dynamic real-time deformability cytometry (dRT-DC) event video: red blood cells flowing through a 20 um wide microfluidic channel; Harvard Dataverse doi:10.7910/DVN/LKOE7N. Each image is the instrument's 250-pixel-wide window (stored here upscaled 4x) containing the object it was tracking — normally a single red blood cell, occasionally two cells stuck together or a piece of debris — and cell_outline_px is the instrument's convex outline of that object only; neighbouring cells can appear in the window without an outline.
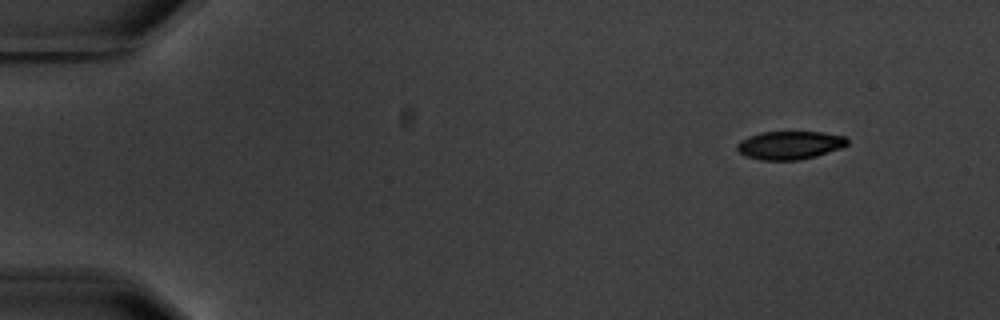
{"species": "common noctule bat (a hibernating species)", "species_latin": "Nyctalus noctula", "temperature_condition": "warm", "stored_images_in_passage": 5, "camera_frame_rate_fps": 3000, "um_per_image_px": 0.085, "animal": {"sex": "male", "body_mass_g": 20.1, "forearm_length_mm": 53.5}, "frame": {"image": 1, "passage_image": 1, "time_ms": 0.0, "image_size_px": [1000, 320], "cell_outline_px": [[848, 144], [840, 148], [816, 156], [800, 160], [760, 160], [744, 156], [736, 148], [736, 144], [740, 140], [748, 136], [760, 132], [824, 132], [848, 136]], "centroid_in_image_um": [67.12, 12.33], "position_along_channel_um": 17.9, "area_um2": 18.38}}
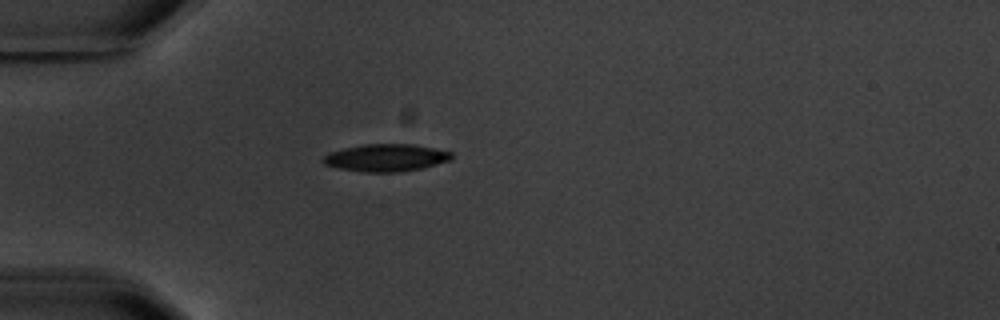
{"frame": {"image": 2, "passage_image": 4, "time_ms": 3.667, "image_size_px": [1000, 320], "cell_outline_px": [[452, 160], [424, 168], [400, 172], [360, 172], [340, 168], [324, 164], [320, 160], [324, 156], [332, 152], [344, 148], [364, 144], [416, 144], [452, 152]], "centroid_in_image_um": [32.85, 13.41], "position_along_channel_um": 52.2, "area_um2": 20.63}}